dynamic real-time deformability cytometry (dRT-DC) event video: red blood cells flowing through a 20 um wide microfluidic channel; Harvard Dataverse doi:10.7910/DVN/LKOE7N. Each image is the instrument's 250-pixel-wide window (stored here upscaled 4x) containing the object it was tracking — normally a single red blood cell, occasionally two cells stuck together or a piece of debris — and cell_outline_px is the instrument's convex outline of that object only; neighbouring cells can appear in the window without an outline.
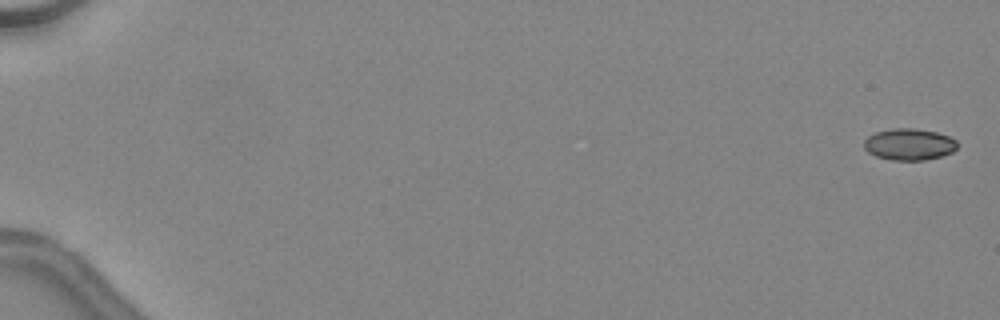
{"species": "common noctule bat (a hibernating species)", "species_latin": "Nyctalus noctula", "temperature_condition": "warm", "stored_images_in_passage": 7, "camera_frame_rate_fps": 3000, "um_per_image_px": 0.085, "animal": {"sex": "female", "body_mass_g": 24.6, "forearm_length_mm": 56.2}, "frame": {"image": 1, "passage_image": 1, "time_ms": 0.0, "image_size_px": [1000, 320], "cell_outline_px": [[956, 148], [952, 152], [940, 156], [924, 160], [892, 160], [876, 156], [868, 152], [864, 148], [864, 140], [868, 136], [876, 132], [892, 128], [912, 128], [936, 132], [948, 136], [956, 140]], "centroid_in_image_um": [77.25, 12.26], "position_along_channel_um": 7.7, "area_um2": 17.05}}